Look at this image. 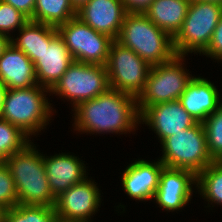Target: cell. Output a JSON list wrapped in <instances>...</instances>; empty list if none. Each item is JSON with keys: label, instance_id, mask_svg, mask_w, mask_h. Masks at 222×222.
I'll use <instances>...</instances> for the list:
<instances>
[{"label": "cell", "instance_id": "1", "mask_svg": "<svg viewBox=\"0 0 222 222\" xmlns=\"http://www.w3.org/2000/svg\"><path fill=\"white\" fill-rule=\"evenodd\" d=\"M72 111L74 130L83 133L126 134L136 131L140 123L137 98L111 88Z\"/></svg>", "mask_w": 222, "mask_h": 222}, {"label": "cell", "instance_id": "2", "mask_svg": "<svg viewBox=\"0 0 222 222\" xmlns=\"http://www.w3.org/2000/svg\"><path fill=\"white\" fill-rule=\"evenodd\" d=\"M116 41L134 51L151 67L176 56L173 38L144 13H127Z\"/></svg>", "mask_w": 222, "mask_h": 222}, {"label": "cell", "instance_id": "3", "mask_svg": "<svg viewBox=\"0 0 222 222\" xmlns=\"http://www.w3.org/2000/svg\"><path fill=\"white\" fill-rule=\"evenodd\" d=\"M33 144L30 142L23 150L14 153L4 162L14 179L18 204L54 207L56 198L49 187L43 154Z\"/></svg>", "mask_w": 222, "mask_h": 222}, {"label": "cell", "instance_id": "4", "mask_svg": "<svg viewBox=\"0 0 222 222\" xmlns=\"http://www.w3.org/2000/svg\"><path fill=\"white\" fill-rule=\"evenodd\" d=\"M46 92V93H45ZM49 89L36 85L29 88L6 89L0 118L19 127L28 136L35 135L49 124L53 108L48 102Z\"/></svg>", "mask_w": 222, "mask_h": 222}, {"label": "cell", "instance_id": "5", "mask_svg": "<svg viewBox=\"0 0 222 222\" xmlns=\"http://www.w3.org/2000/svg\"><path fill=\"white\" fill-rule=\"evenodd\" d=\"M160 161L168 168L192 171L196 176L214 160L207 148V138L202 123L197 122L162 142Z\"/></svg>", "mask_w": 222, "mask_h": 222}, {"label": "cell", "instance_id": "6", "mask_svg": "<svg viewBox=\"0 0 222 222\" xmlns=\"http://www.w3.org/2000/svg\"><path fill=\"white\" fill-rule=\"evenodd\" d=\"M221 17L222 4L191 1L182 28L173 38L176 55L185 57L188 53H203Z\"/></svg>", "mask_w": 222, "mask_h": 222}, {"label": "cell", "instance_id": "7", "mask_svg": "<svg viewBox=\"0 0 222 222\" xmlns=\"http://www.w3.org/2000/svg\"><path fill=\"white\" fill-rule=\"evenodd\" d=\"M184 56L176 55L172 60L152 66L145 88L137 98L141 115L149 106L178 100L194 78L183 66ZM188 72V73H187Z\"/></svg>", "mask_w": 222, "mask_h": 222}, {"label": "cell", "instance_id": "8", "mask_svg": "<svg viewBox=\"0 0 222 222\" xmlns=\"http://www.w3.org/2000/svg\"><path fill=\"white\" fill-rule=\"evenodd\" d=\"M109 88L106 66L74 61L49 93L71 100L74 109Z\"/></svg>", "mask_w": 222, "mask_h": 222}, {"label": "cell", "instance_id": "9", "mask_svg": "<svg viewBox=\"0 0 222 222\" xmlns=\"http://www.w3.org/2000/svg\"><path fill=\"white\" fill-rule=\"evenodd\" d=\"M106 68L111 89L138 98L145 88L151 66L134 51L114 40Z\"/></svg>", "mask_w": 222, "mask_h": 222}, {"label": "cell", "instance_id": "10", "mask_svg": "<svg viewBox=\"0 0 222 222\" xmlns=\"http://www.w3.org/2000/svg\"><path fill=\"white\" fill-rule=\"evenodd\" d=\"M74 61L106 66L112 39L97 32L77 16L57 27Z\"/></svg>", "mask_w": 222, "mask_h": 222}, {"label": "cell", "instance_id": "11", "mask_svg": "<svg viewBox=\"0 0 222 222\" xmlns=\"http://www.w3.org/2000/svg\"><path fill=\"white\" fill-rule=\"evenodd\" d=\"M96 182L85 178L56 197L54 210L59 221L91 222V216L101 204Z\"/></svg>", "mask_w": 222, "mask_h": 222}, {"label": "cell", "instance_id": "12", "mask_svg": "<svg viewBox=\"0 0 222 222\" xmlns=\"http://www.w3.org/2000/svg\"><path fill=\"white\" fill-rule=\"evenodd\" d=\"M197 176L189 170L164 167L154 201L166 211H179L192 199Z\"/></svg>", "mask_w": 222, "mask_h": 222}, {"label": "cell", "instance_id": "13", "mask_svg": "<svg viewBox=\"0 0 222 222\" xmlns=\"http://www.w3.org/2000/svg\"><path fill=\"white\" fill-rule=\"evenodd\" d=\"M141 122L142 124L145 123L156 133L160 142L197 123L182 107L179 100L149 106L140 115V124Z\"/></svg>", "mask_w": 222, "mask_h": 222}, {"label": "cell", "instance_id": "14", "mask_svg": "<svg viewBox=\"0 0 222 222\" xmlns=\"http://www.w3.org/2000/svg\"><path fill=\"white\" fill-rule=\"evenodd\" d=\"M127 12L121 0H89L76 16L95 31L116 40Z\"/></svg>", "mask_w": 222, "mask_h": 222}, {"label": "cell", "instance_id": "15", "mask_svg": "<svg viewBox=\"0 0 222 222\" xmlns=\"http://www.w3.org/2000/svg\"><path fill=\"white\" fill-rule=\"evenodd\" d=\"M164 167L160 159L157 162L138 159L129 164L121 177L124 191L132 199L152 200Z\"/></svg>", "mask_w": 222, "mask_h": 222}, {"label": "cell", "instance_id": "16", "mask_svg": "<svg viewBox=\"0 0 222 222\" xmlns=\"http://www.w3.org/2000/svg\"><path fill=\"white\" fill-rule=\"evenodd\" d=\"M43 163L50 190L55 198L88 177L84 162L68 153L46 157L43 155Z\"/></svg>", "mask_w": 222, "mask_h": 222}, {"label": "cell", "instance_id": "17", "mask_svg": "<svg viewBox=\"0 0 222 222\" xmlns=\"http://www.w3.org/2000/svg\"><path fill=\"white\" fill-rule=\"evenodd\" d=\"M73 62L64 40L57 34L34 63L38 85L51 90Z\"/></svg>", "mask_w": 222, "mask_h": 222}, {"label": "cell", "instance_id": "18", "mask_svg": "<svg viewBox=\"0 0 222 222\" xmlns=\"http://www.w3.org/2000/svg\"><path fill=\"white\" fill-rule=\"evenodd\" d=\"M0 83L6 89H21L38 85L34 63L11 42L0 57Z\"/></svg>", "mask_w": 222, "mask_h": 222}, {"label": "cell", "instance_id": "19", "mask_svg": "<svg viewBox=\"0 0 222 222\" xmlns=\"http://www.w3.org/2000/svg\"><path fill=\"white\" fill-rule=\"evenodd\" d=\"M219 98L220 94L210 80L194 77L178 100L196 122L203 123L222 105Z\"/></svg>", "mask_w": 222, "mask_h": 222}, {"label": "cell", "instance_id": "20", "mask_svg": "<svg viewBox=\"0 0 222 222\" xmlns=\"http://www.w3.org/2000/svg\"><path fill=\"white\" fill-rule=\"evenodd\" d=\"M19 37L10 42L19 50H22L29 59L35 63L45 47L58 34L57 27L28 20L19 30Z\"/></svg>", "mask_w": 222, "mask_h": 222}, {"label": "cell", "instance_id": "21", "mask_svg": "<svg viewBox=\"0 0 222 222\" xmlns=\"http://www.w3.org/2000/svg\"><path fill=\"white\" fill-rule=\"evenodd\" d=\"M191 0H154L144 14L174 38L180 31Z\"/></svg>", "mask_w": 222, "mask_h": 222}, {"label": "cell", "instance_id": "22", "mask_svg": "<svg viewBox=\"0 0 222 222\" xmlns=\"http://www.w3.org/2000/svg\"><path fill=\"white\" fill-rule=\"evenodd\" d=\"M76 14L77 10L70 0H36L31 21L58 27Z\"/></svg>", "mask_w": 222, "mask_h": 222}, {"label": "cell", "instance_id": "23", "mask_svg": "<svg viewBox=\"0 0 222 222\" xmlns=\"http://www.w3.org/2000/svg\"><path fill=\"white\" fill-rule=\"evenodd\" d=\"M197 190L212 204L222 205V161H214L197 175Z\"/></svg>", "mask_w": 222, "mask_h": 222}, {"label": "cell", "instance_id": "24", "mask_svg": "<svg viewBox=\"0 0 222 222\" xmlns=\"http://www.w3.org/2000/svg\"><path fill=\"white\" fill-rule=\"evenodd\" d=\"M54 207L44 205H22L6 209L2 222H58Z\"/></svg>", "mask_w": 222, "mask_h": 222}, {"label": "cell", "instance_id": "25", "mask_svg": "<svg viewBox=\"0 0 222 222\" xmlns=\"http://www.w3.org/2000/svg\"><path fill=\"white\" fill-rule=\"evenodd\" d=\"M29 138L19 127L0 118V161L23 150L31 142Z\"/></svg>", "mask_w": 222, "mask_h": 222}, {"label": "cell", "instance_id": "26", "mask_svg": "<svg viewBox=\"0 0 222 222\" xmlns=\"http://www.w3.org/2000/svg\"><path fill=\"white\" fill-rule=\"evenodd\" d=\"M202 124L211 158L214 161H222V105L210 114Z\"/></svg>", "mask_w": 222, "mask_h": 222}, {"label": "cell", "instance_id": "27", "mask_svg": "<svg viewBox=\"0 0 222 222\" xmlns=\"http://www.w3.org/2000/svg\"><path fill=\"white\" fill-rule=\"evenodd\" d=\"M18 204V193L10 171L4 161H0V207L4 210Z\"/></svg>", "mask_w": 222, "mask_h": 222}, {"label": "cell", "instance_id": "28", "mask_svg": "<svg viewBox=\"0 0 222 222\" xmlns=\"http://www.w3.org/2000/svg\"><path fill=\"white\" fill-rule=\"evenodd\" d=\"M28 20L20 11L0 0V33L11 38L9 32L19 30Z\"/></svg>", "mask_w": 222, "mask_h": 222}, {"label": "cell", "instance_id": "29", "mask_svg": "<svg viewBox=\"0 0 222 222\" xmlns=\"http://www.w3.org/2000/svg\"><path fill=\"white\" fill-rule=\"evenodd\" d=\"M222 61V17L220 18L208 45L202 55Z\"/></svg>", "mask_w": 222, "mask_h": 222}, {"label": "cell", "instance_id": "30", "mask_svg": "<svg viewBox=\"0 0 222 222\" xmlns=\"http://www.w3.org/2000/svg\"><path fill=\"white\" fill-rule=\"evenodd\" d=\"M20 11L29 20L33 18L36 0H2Z\"/></svg>", "mask_w": 222, "mask_h": 222}, {"label": "cell", "instance_id": "31", "mask_svg": "<svg viewBox=\"0 0 222 222\" xmlns=\"http://www.w3.org/2000/svg\"><path fill=\"white\" fill-rule=\"evenodd\" d=\"M127 13H144L154 0H121Z\"/></svg>", "mask_w": 222, "mask_h": 222}, {"label": "cell", "instance_id": "32", "mask_svg": "<svg viewBox=\"0 0 222 222\" xmlns=\"http://www.w3.org/2000/svg\"><path fill=\"white\" fill-rule=\"evenodd\" d=\"M10 39L7 35L0 33V57L4 49L10 44Z\"/></svg>", "mask_w": 222, "mask_h": 222}, {"label": "cell", "instance_id": "33", "mask_svg": "<svg viewBox=\"0 0 222 222\" xmlns=\"http://www.w3.org/2000/svg\"><path fill=\"white\" fill-rule=\"evenodd\" d=\"M72 5L76 10H78L82 5H84L89 0H70Z\"/></svg>", "mask_w": 222, "mask_h": 222}, {"label": "cell", "instance_id": "34", "mask_svg": "<svg viewBox=\"0 0 222 222\" xmlns=\"http://www.w3.org/2000/svg\"><path fill=\"white\" fill-rule=\"evenodd\" d=\"M5 92H6V87L0 83V111L3 106V98H4Z\"/></svg>", "mask_w": 222, "mask_h": 222}, {"label": "cell", "instance_id": "35", "mask_svg": "<svg viewBox=\"0 0 222 222\" xmlns=\"http://www.w3.org/2000/svg\"><path fill=\"white\" fill-rule=\"evenodd\" d=\"M191 1H209V2H217L222 4V0H191Z\"/></svg>", "mask_w": 222, "mask_h": 222}, {"label": "cell", "instance_id": "36", "mask_svg": "<svg viewBox=\"0 0 222 222\" xmlns=\"http://www.w3.org/2000/svg\"><path fill=\"white\" fill-rule=\"evenodd\" d=\"M3 212H4V209L0 207V222H2L3 220Z\"/></svg>", "mask_w": 222, "mask_h": 222}]
</instances>
